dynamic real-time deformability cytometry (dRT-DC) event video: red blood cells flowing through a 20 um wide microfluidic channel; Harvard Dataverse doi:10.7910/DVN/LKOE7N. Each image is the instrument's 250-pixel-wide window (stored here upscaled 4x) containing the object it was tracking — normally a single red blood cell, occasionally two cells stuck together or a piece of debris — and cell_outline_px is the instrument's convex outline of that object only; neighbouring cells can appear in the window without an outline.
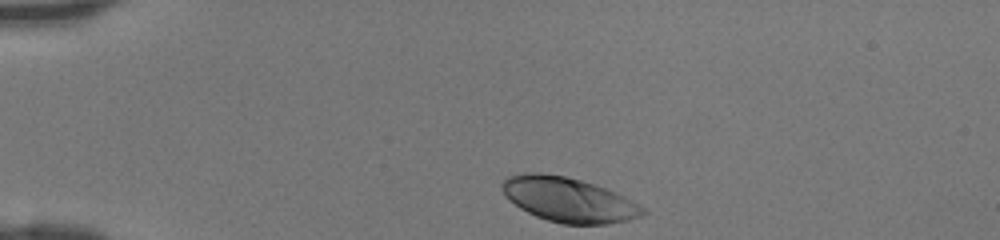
{"species": "human", "species_latin": "Homo sapiens", "temperature_condition": "room temperature", "stored_images_in_passage": 31, "camera_frame_rate_fps": 3000, "um_per_image_px": 0.085, "donor": {"sex": "female"}, "frame": {"image": 1, "passage_image": 1, "time_ms": 0.0, "image_size_px": [1000, 240], "cell_outline_px": [[648, 212], [640, 216], [628, 220], [608, 224], [564, 224], [548, 220], [536, 216], [520, 208], [508, 200], [500, 184], [508, 176], [528, 172], [540, 172], [568, 176], [596, 184], [616, 192], [640, 204]], "centroid_in_image_um": [48.34, 16.96], "position_along_channel_um": 36.7, "area_um2": 36.82}}
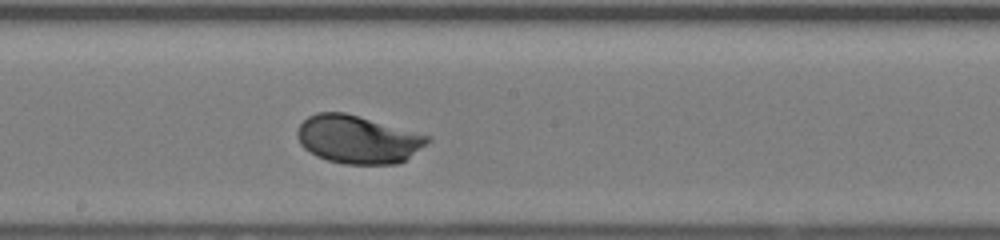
{"frame": {"image": 2, "passage_image": 17, "time_ms": 5.333, "image_size_px": [1000, 240], "cell_outline_px": [[432, 140], [404, 160], [396, 164], [344, 164], [328, 160], [316, 156], [304, 148], [300, 144], [296, 136], [296, 132], [300, 124], [308, 116], [316, 112], [344, 112], [432, 136]], "centroid_in_image_um": [30.4, 11.84], "position_along_channel_um": 217.8, "area_um2": 36.47}}
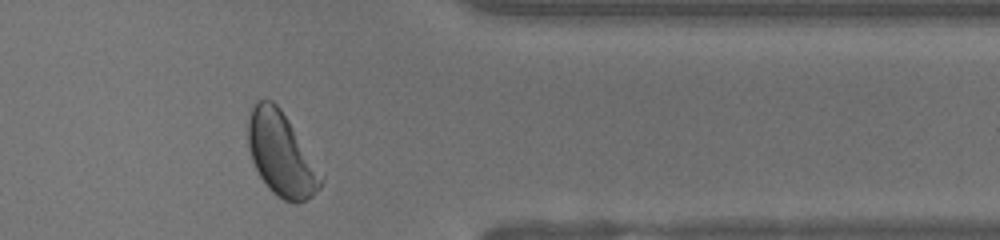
{"frame": {"image": 3, "passage_image": 29, "time_ms": 9.333, "image_size_px": [1000, 240], "cell_outline_px": [[324, 180], [320, 188], [312, 196], [296, 204], [284, 200], [276, 196], [268, 188], [260, 176], [252, 160], [248, 148], [248, 120], [252, 108], [260, 100], [272, 100], [280, 108], [288, 120], [324, 176]], "centroid_in_image_um": [23.91, 13.15], "position_along_channel_um": 387.5, "area_um2": 35.2}}